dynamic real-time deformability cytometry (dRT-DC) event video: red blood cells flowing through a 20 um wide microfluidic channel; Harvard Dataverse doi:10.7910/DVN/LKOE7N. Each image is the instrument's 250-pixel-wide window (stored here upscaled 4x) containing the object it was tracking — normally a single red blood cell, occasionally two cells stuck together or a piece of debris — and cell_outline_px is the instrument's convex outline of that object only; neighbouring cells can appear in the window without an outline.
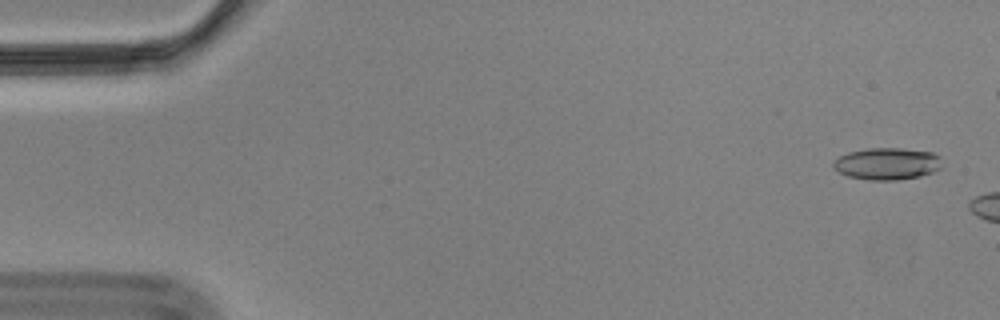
{"species": "Egyptian fruit bat (a non-hibernating species)", "species_latin": "Rousettus aegyptiacus", "temperature_condition": "cold", "stored_images_in_passage": 47, "camera_frame_rate_fps": 3000, "um_per_image_px": 0.085, "animal": {"sex": "male"}, "frame": {"image": 1, "passage_image": 2, "time_ms": 0.333, "image_size_px": [1000, 320], "cell_outline_px": [[944, 168], [920, 176], [896, 180], [868, 180], [848, 176], [832, 168], [832, 164], [840, 156], [848, 152], [868, 148], [900, 148], [932, 152], [940, 156]], "centroid_in_image_um": [75.44, 13.91], "position_along_channel_um": 9.6, "area_um2": 20.4}}
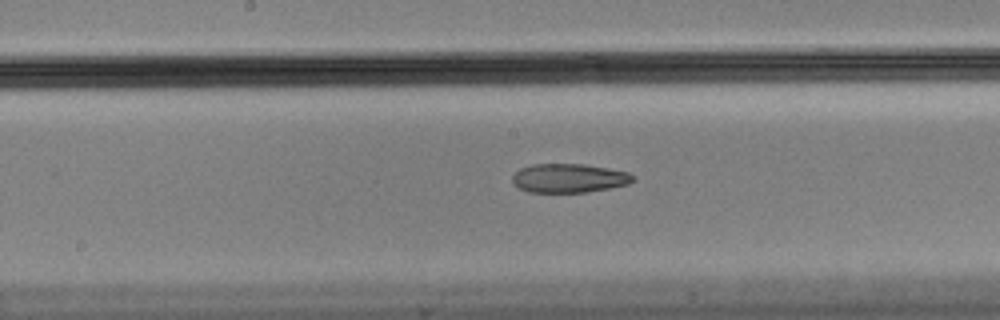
{"frame": {"image": 2, "passage_image": 29, "time_ms": 9.333, "image_size_px": [1000, 320], "cell_outline_px": [[636, 176], [628, 184], [608, 188], [584, 192], [528, 192], [520, 188], [512, 180], [512, 176], [520, 168], [532, 164], [584, 164], [608, 168], [628, 172]], "centroid_in_image_um": [48.36, 15.13], "position_along_channel_um": 199.8, "area_um2": 20.17}}
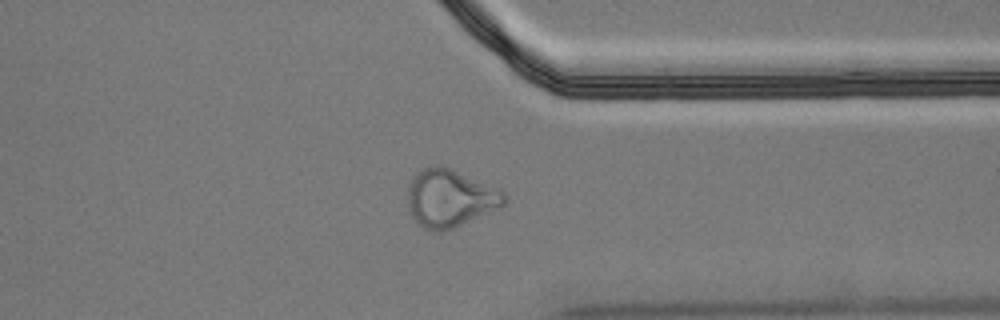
{"frame": {"image": 3, "passage_image": 44, "time_ms": 14.333, "image_size_px": [1000, 320], "cell_outline_px": [[508, 196], [504, 204], [500, 208], [444, 232], [440, 232], [424, 228], [412, 216], [408, 208], [408, 184], [412, 176], [416, 172], [432, 164], [440, 164], [500, 188]], "centroid_in_image_um": [38.26, 16.82], "position_along_channel_um": 373.1, "area_um2": 32.89}}